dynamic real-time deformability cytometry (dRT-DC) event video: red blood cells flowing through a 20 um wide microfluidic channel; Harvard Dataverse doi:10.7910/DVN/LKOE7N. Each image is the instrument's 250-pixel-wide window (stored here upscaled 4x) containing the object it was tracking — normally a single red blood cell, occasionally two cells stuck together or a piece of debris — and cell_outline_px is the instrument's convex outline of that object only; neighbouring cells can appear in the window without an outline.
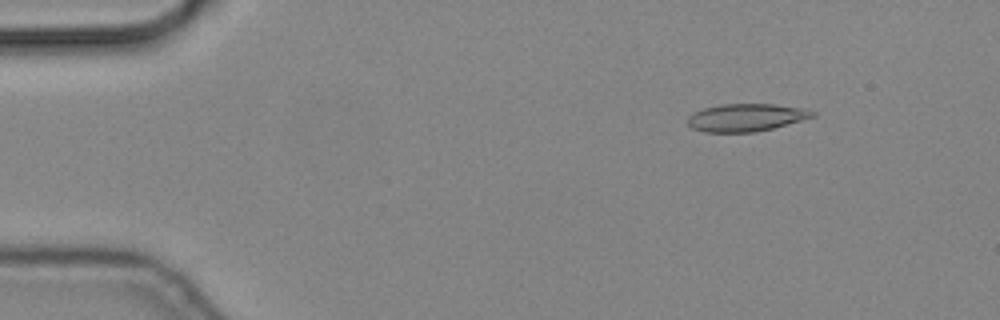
{"species": "common noctule bat (a hibernating species)", "species_latin": "Nyctalus noctula", "temperature_condition": "cold", "stored_images_in_passage": 15, "camera_frame_rate_fps": 3000, "um_per_image_px": 0.085, "animal": {"sex": "male", "body_mass_g": 19.2, "forearm_length_mm": 51.8}, "frame": {"image": 1, "passage_image": 7, "time_ms": 2.0, "image_size_px": [1000, 320], "cell_outline_px": [[816, 116], [772, 128], [756, 132], [704, 132], [692, 128], [688, 124], [688, 116], [692, 112], [704, 108], [720, 104], [772, 104], [804, 108], [816, 112]], "centroid_in_image_um": [63.4, 9.98], "position_along_channel_um": 21.6, "area_um2": 20.11}}